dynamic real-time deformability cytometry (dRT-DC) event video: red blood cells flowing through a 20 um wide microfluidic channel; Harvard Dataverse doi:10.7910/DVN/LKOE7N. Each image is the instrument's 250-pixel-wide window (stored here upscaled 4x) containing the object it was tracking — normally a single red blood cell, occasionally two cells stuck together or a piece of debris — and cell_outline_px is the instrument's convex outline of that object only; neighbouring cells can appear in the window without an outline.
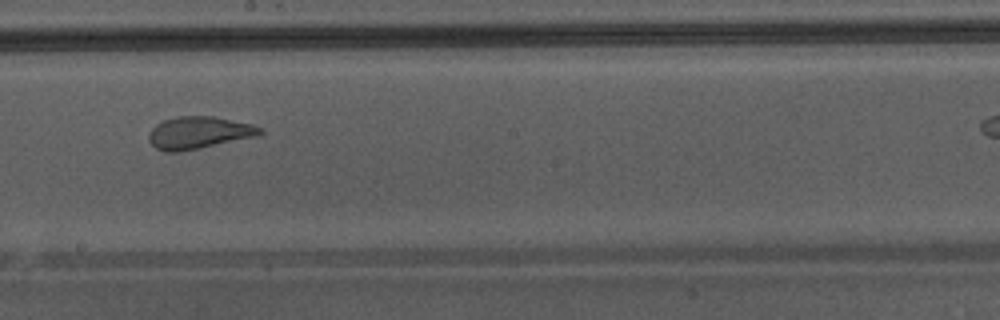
{"species": "Egyptian fruit bat (a non-hibernating species)", "species_latin": "Rousettus aegyptiacus", "temperature_condition": "warm", "stored_images_in_passage": 33, "camera_frame_rate_fps": 3000, "um_per_image_px": 0.085, "animal": {"sex": "male"}, "frame": {"image": 1, "passage_image": 19, "time_ms": 6.0, "image_size_px": [1000, 320], "cell_outline_px": [[264, 132], [256, 136], [200, 148], [180, 152], [164, 152], [156, 148], [148, 140], [148, 132], [156, 124], [164, 120], [176, 116], [212, 116], [252, 124], [260, 128]], "centroid_in_image_um": [16.85, 11.28], "position_along_channel_um": 231.4, "area_um2": 20.87}}